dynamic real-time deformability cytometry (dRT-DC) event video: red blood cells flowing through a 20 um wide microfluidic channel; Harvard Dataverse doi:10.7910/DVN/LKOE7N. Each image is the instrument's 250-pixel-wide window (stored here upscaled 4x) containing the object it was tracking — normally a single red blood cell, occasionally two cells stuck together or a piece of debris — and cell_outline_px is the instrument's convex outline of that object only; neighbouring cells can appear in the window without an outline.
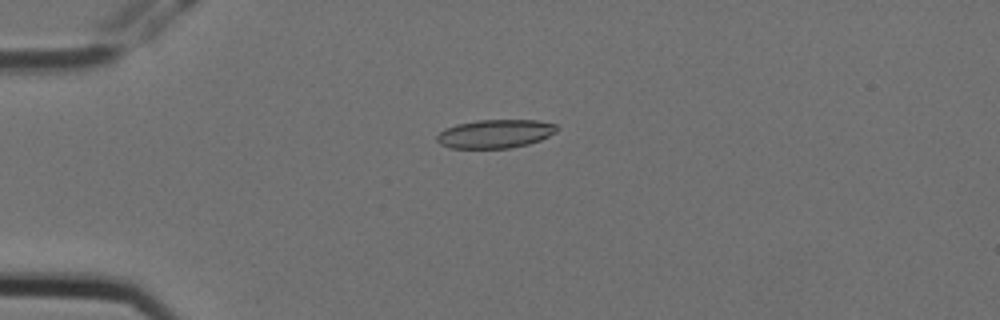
{"species": "Egyptian fruit bat (a non-hibernating species)", "species_latin": "Rousettus aegyptiacus", "temperature_condition": "cold", "stored_images_in_passage": 4, "camera_frame_rate_fps": 3000, "um_per_image_px": 0.085, "animal": {"sex": "female"}, "frame": {"image": 1, "passage_image": 2, "time_ms": 0.333, "image_size_px": [1000, 320], "cell_outline_px": [[556, 132], [540, 140], [528, 144], [508, 148], [448, 148], [440, 144], [436, 140], [436, 136], [444, 128], [456, 124], [476, 120], [536, 120], [556, 124]], "centroid_in_image_um": [42.05, 11.37], "position_along_channel_um": 43.0, "area_um2": 20.0}}
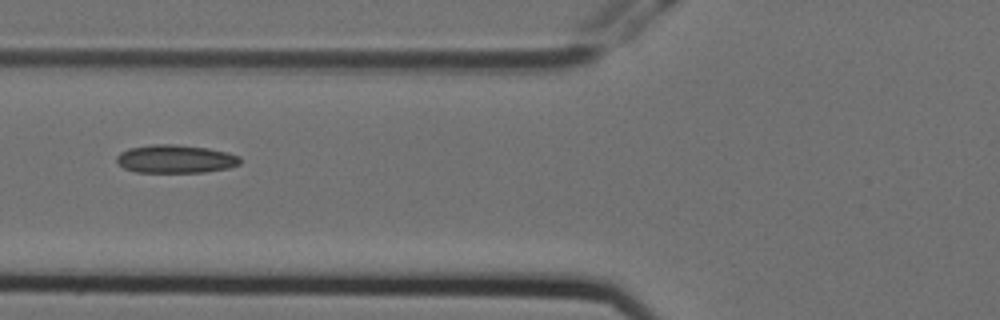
{"frame": {"image": 2, "passage_image": 4, "time_ms": 1.0, "image_size_px": [1000, 320], "cell_outline_px": [[240, 164], [228, 168], [204, 172], [136, 172], [124, 168], [116, 160], [116, 156], [120, 152], [128, 148], [152, 144], [176, 144], [208, 148], [228, 152], [240, 156]], "centroid_in_image_um": [14.92, 13.5], "position_along_channel_um": 110.9, "area_um2": 20.4}}